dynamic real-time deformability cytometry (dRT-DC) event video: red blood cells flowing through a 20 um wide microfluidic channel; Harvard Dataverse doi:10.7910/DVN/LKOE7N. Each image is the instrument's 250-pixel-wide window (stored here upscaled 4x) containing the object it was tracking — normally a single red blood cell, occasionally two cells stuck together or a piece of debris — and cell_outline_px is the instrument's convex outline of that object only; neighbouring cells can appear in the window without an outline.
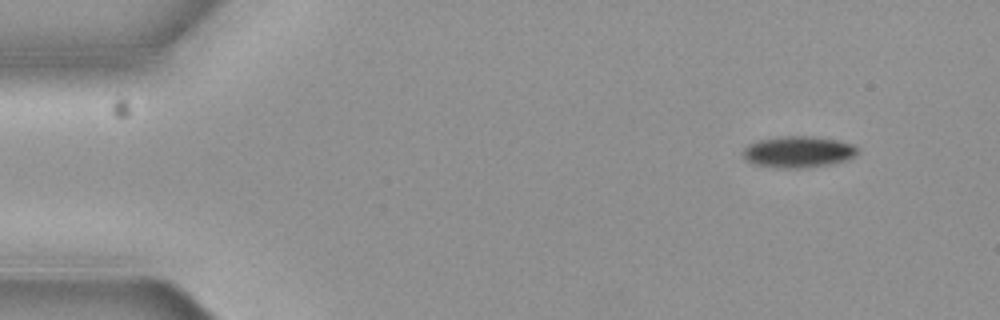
{"species": "common noctule bat (a hibernating species)", "species_latin": "Nyctalus noctula", "temperature_condition": "cold", "stored_images_in_passage": 4, "camera_frame_rate_fps": 3000, "um_per_image_px": 0.085, "animal": {"sex": "female", "body_mass_g": 19.3, "forearm_length_mm": 54.1}, "frame": {"image": 1, "passage_image": 1, "time_ms": 0.0, "image_size_px": [1000, 320], "cell_outline_px": [[860, 152], [856, 156], [832, 164], [804, 168], [784, 168], [752, 164], [744, 156], [744, 148], [748, 144], [760, 140], [784, 136], [812, 136], [836, 140], [852, 144]], "centroid_in_image_um": [67.88, 12.91], "position_along_channel_um": 17.1, "area_um2": 20.81}}
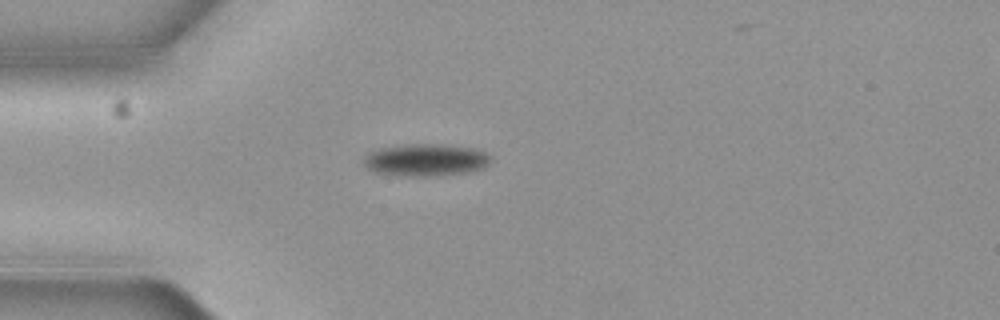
{"frame": {"image": 2, "passage_image": 4, "time_ms": 1.0, "image_size_px": [1000, 320], "cell_outline_px": [[488, 160], [480, 168], [460, 172], [412, 176], [376, 172], [368, 168], [364, 164], [364, 160], [372, 152], [384, 148], [412, 144], [432, 144], [468, 148], [484, 152], [488, 156]], "centroid_in_image_um": [36.11, 13.58], "position_along_channel_um": 48.9, "area_um2": 22.14}}